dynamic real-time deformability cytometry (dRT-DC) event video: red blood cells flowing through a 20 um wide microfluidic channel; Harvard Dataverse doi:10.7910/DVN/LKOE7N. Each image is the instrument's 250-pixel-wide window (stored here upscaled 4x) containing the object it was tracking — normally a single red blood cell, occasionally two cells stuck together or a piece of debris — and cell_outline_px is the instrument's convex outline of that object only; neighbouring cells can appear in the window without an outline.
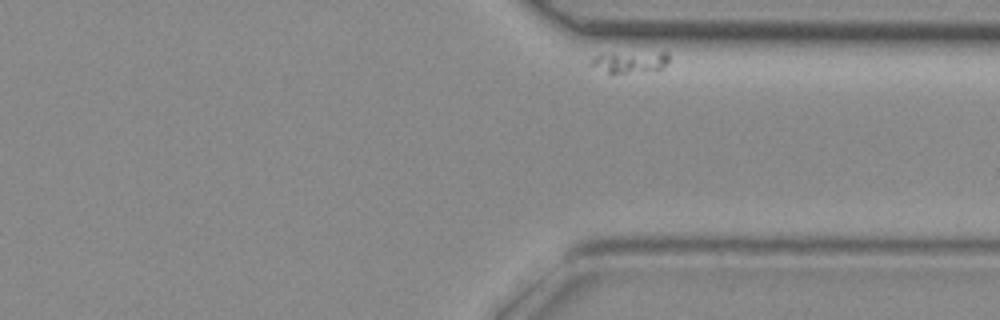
{"species": "common noctule bat (a hibernating species)", "species_latin": "Nyctalus noctula", "temperature_condition": "room temperature", "stored_images_in_passage": 27, "camera_frame_rate_fps": 3000, "um_per_image_px": 0.085, "animal": {"sex": "female", "body_mass_g": 29.2, "forearm_length_mm": 56.3}, "frame": {"image": 1, "passage_image": 27, "time_ms": 8.667, "image_size_px": [1000, 320], "cell_outline_px": [[668, 60], [660, 68], [612, 76], [588, 64], [596, 56], [612, 52], [668, 52]], "centroid_in_image_um": [53.46, 5.28], "position_along_channel_um": 357.9, "area_um2": 10.06}}